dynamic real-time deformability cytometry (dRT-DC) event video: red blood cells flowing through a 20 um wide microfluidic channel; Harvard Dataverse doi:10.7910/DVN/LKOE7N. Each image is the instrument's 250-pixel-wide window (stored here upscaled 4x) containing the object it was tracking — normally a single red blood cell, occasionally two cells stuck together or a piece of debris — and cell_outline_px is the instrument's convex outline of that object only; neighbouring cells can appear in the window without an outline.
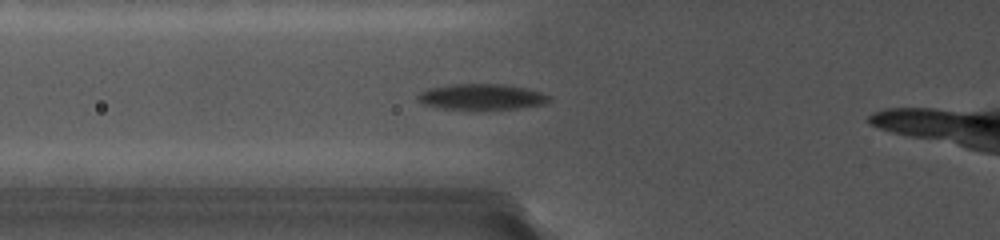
{"species": "common noctule bat (a hibernating species)", "species_latin": "Nyctalus noctula", "temperature_condition": "cold", "stored_images_in_passage": 12, "camera_frame_rate_fps": 5000, "um_per_image_px": 0.085, "animal": {"sex": "female", "body_mass_g": 19.0, "forearm_length_mm": 56.7}, "frame": {"image": 1, "passage_image": 6, "time_ms": 4.4, "image_size_px": [1000, 240], "cell_outline_px": [[552, 100], [544, 104], [520, 108], [444, 108], [424, 104], [420, 100], [420, 96], [424, 92], [432, 88], [464, 84], [496, 84], [524, 88], [540, 92], [548, 96]], "centroid_in_image_um": [41.05, 8.23], "position_along_channel_um": 84.8, "area_um2": 18.55}}
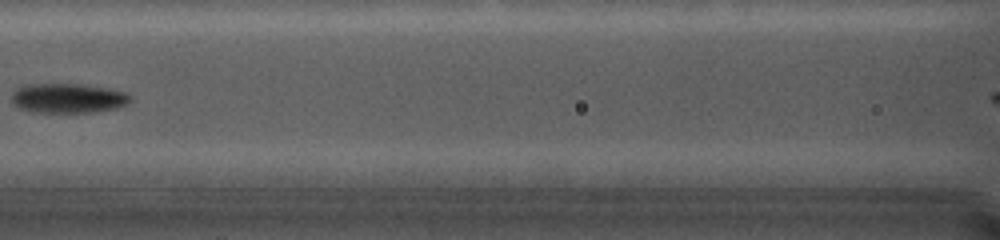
{"frame": {"image": 2, "passage_image": 9, "time_ms": 6.4, "image_size_px": [1000, 240], "cell_outline_px": [[132, 100], [128, 104], [116, 108], [92, 112], [32, 112], [16, 108], [12, 100], [12, 92], [16, 88], [28, 84], [76, 84], [104, 88], [124, 92]], "centroid_in_image_um": [5.71, 8.36], "position_along_channel_um": 160.9, "area_um2": 20.35}}